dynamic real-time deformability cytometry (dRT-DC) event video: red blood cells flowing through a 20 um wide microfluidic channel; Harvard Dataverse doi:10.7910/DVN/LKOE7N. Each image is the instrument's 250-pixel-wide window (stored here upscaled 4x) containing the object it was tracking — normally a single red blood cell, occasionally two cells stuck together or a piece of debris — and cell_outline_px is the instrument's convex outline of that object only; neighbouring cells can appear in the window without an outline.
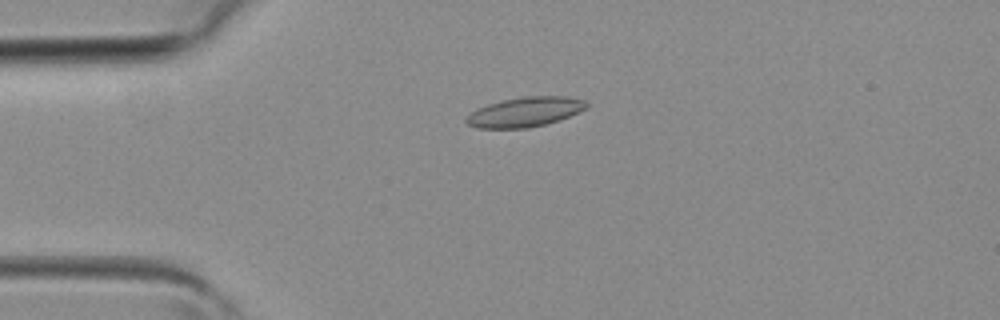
{"species": "common noctule bat (a hibernating species)", "species_latin": "Nyctalus noctula", "temperature_condition": "room temperature", "stored_images_in_passage": 3, "camera_frame_rate_fps": 3000, "um_per_image_px": 0.085, "animal": {"sex": "female", "body_mass_g": 19.3, "forearm_length_mm": 54.1}, "frame": {"image": 1, "passage_image": 3, "time_ms": 0.667, "image_size_px": [1000, 320], "cell_outline_px": [[588, 108], [560, 120], [528, 128], [476, 128], [468, 124], [464, 120], [476, 108], [500, 100], [524, 96], [564, 96], [584, 100], [588, 104]], "centroid_in_image_um": [44.62, 9.51], "position_along_channel_um": 40.4, "area_um2": 20.87}}